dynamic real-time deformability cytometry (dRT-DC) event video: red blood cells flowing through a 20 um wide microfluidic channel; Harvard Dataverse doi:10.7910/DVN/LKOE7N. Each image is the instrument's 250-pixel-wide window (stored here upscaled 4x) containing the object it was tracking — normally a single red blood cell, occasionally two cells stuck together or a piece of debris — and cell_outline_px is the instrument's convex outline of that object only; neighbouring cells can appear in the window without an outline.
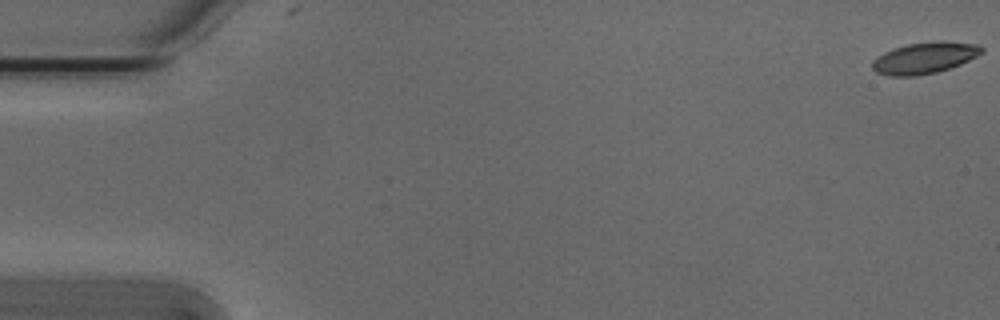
{"species": "Egyptian fruit bat (a non-hibernating species)", "species_latin": "Rousettus aegyptiacus", "temperature_condition": "cold", "stored_images_in_passage": 3, "camera_frame_rate_fps": 3000, "um_per_image_px": 0.085, "animal": {"sex": "male"}, "frame": {"image": 1, "passage_image": 1, "time_ms": 0.0, "image_size_px": [1000, 320], "cell_outline_px": [[984, 52], [960, 64], [936, 72], [916, 76], [888, 76], [876, 72], [872, 68], [872, 60], [876, 56], [892, 48], [908, 44], [980, 44], [984, 48]], "centroid_in_image_um": [78.49, 4.98], "position_along_channel_um": 6.5, "area_um2": 19.13}}